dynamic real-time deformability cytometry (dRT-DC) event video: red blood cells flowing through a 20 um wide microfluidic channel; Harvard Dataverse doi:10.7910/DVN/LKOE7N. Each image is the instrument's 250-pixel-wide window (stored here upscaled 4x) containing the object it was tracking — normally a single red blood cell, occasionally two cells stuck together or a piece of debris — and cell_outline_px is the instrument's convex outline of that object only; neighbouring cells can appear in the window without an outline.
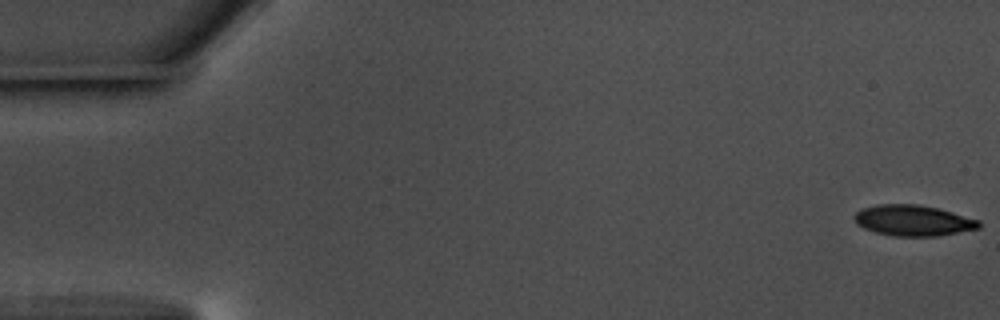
{"species": "common noctule bat (a hibernating species)", "species_latin": "Nyctalus noctula", "temperature_condition": "warm", "stored_images_in_passage": 57, "camera_frame_rate_fps": 3000, "um_per_image_px": 0.085, "animal": {"sex": "male", "body_mass_g": 17.5, "forearm_length_mm": 52.3}, "frame": {"image": 1, "passage_image": 1, "time_ms": 0.0, "image_size_px": [1000, 320], "cell_outline_px": [[980, 228], [936, 236], [892, 236], [876, 232], [864, 228], [856, 224], [852, 216], [856, 212], [864, 208], [876, 204], [916, 204], [936, 208], [952, 212], [980, 220]], "centroid_in_image_um": [77.58, 18.74], "position_along_channel_um": 7.4, "area_um2": 22.31}}
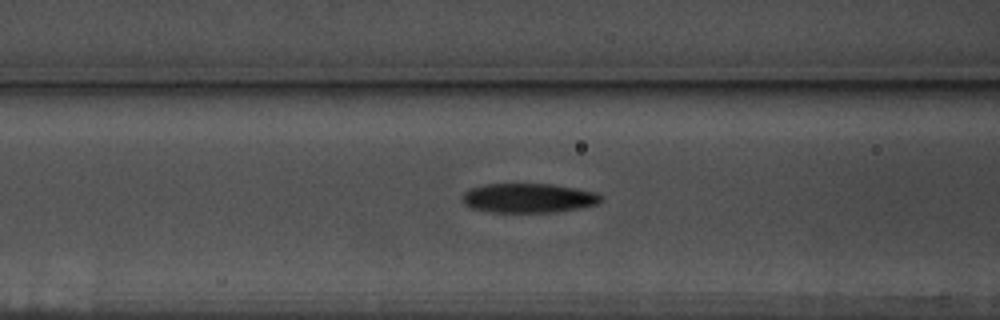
{"frame": {"image": 2, "passage_image": 23, "time_ms": 7.333, "image_size_px": [1000, 320], "cell_outline_px": [[604, 200], [596, 204], [580, 208], [556, 212], [488, 212], [472, 208], [464, 204], [460, 196], [464, 192], [472, 188], [488, 184], [552, 184], [576, 188], [596, 192], [604, 196]], "centroid_in_image_um": [44.94, 16.84], "position_along_channel_um": 121.7, "area_um2": 23.93}}
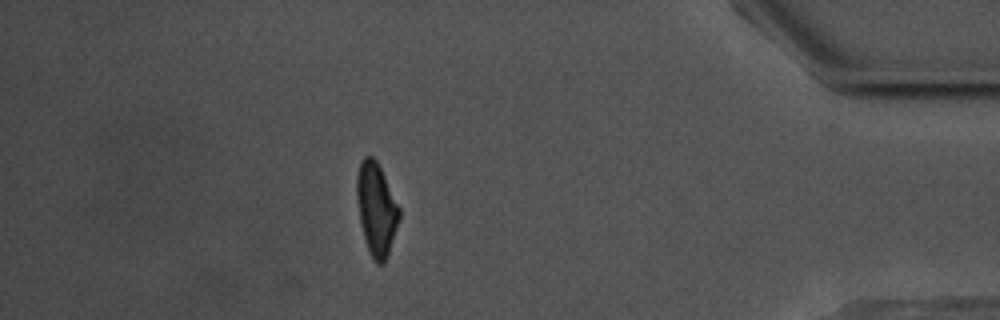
{"frame": {"image": 3, "passage_image": 50, "time_ms": 16.333, "image_size_px": [1000, 320], "cell_outline_px": [[400, 220], [388, 256], [384, 264], [376, 264], [372, 260], [364, 236], [360, 220], [356, 196], [356, 176], [360, 160], [364, 156], [372, 156], [376, 160], [400, 208]], "centroid_in_image_um": [31.99, 17.79], "position_along_channel_um": 403.2, "area_um2": 23.0}, "authors_computed_cell_mechanics": {"area_um2": 23.6402, "velocity_mm_per_s": 3.6233, "shape_relaxation_time_tau1_ms": 4.1262, "shape_relaxation_time_tau2_ms": 3.7889, "deformation_change_tau1": 0.145, "deformation_change_tau2": 0.1189}}